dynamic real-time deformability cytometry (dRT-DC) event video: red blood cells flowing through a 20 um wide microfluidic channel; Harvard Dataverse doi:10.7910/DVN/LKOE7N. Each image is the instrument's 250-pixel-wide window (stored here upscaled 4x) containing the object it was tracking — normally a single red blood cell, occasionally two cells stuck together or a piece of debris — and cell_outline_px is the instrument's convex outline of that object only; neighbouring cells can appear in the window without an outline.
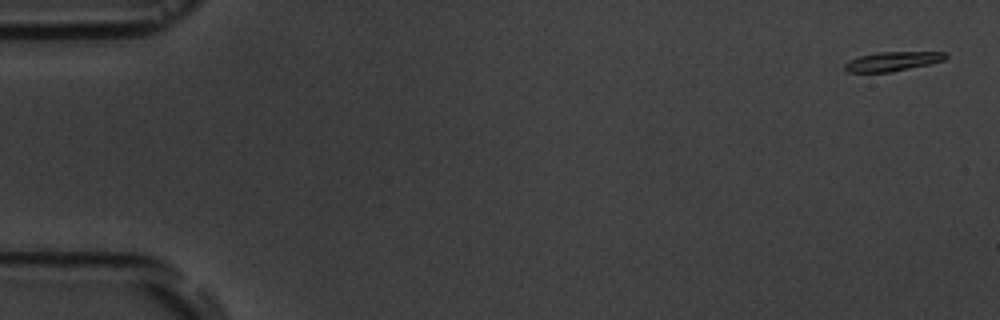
{"species": "common noctule bat (a hibernating species)", "species_latin": "Nyctalus noctula", "temperature_condition": "room temperature", "stored_images_in_passage": 10, "camera_frame_rate_fps": 3000, "um_per_image_px": 0.085, "animal": {"sex": "male", "body_mass_g": 19.5, "forearm_length_mm": 54.6}, "frame": {"image": 1, "passage_image": 1, "time_ms": 0.0, "image_size_px": [1000, 320], "cell_outline_px": [[948, 56], [944, 60], [928, 64], [892, 72], [848, 72], [844, 68], [844, 64], [848, 60], [860, 56], [880, 52], [944, 52]], "centroid_in_image_um": [75.84, 5.22], "position_along_channel_um": 9.2, "area_um2": 11.21}}
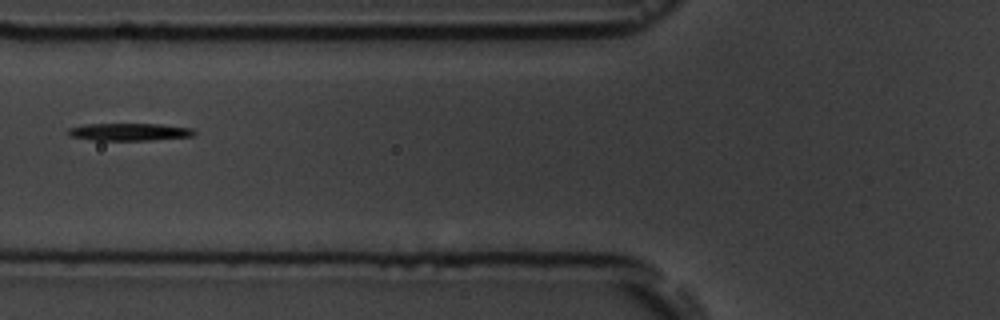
{"frame": {"image": 2, "passage_image": 7, "time_ms": 6.667, "image_size_px": [1000, 320], "cell_outline_px": [[196, 132], [192, 136], [148, 140], [92, 140], [68, 136], [68, 128], [84, 124], [160, 124], [192, 128]], "centroid_in_image_um": [10.95, 11.21], "position_along_channel_um": 114.8, "area_um2": 12.77}}
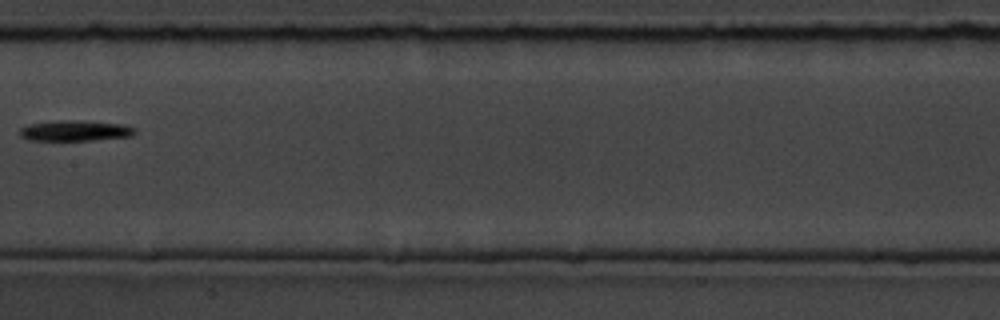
{"frame": {"image": 3, "passage_image": 9, "time_ms": 9.0, "image_size_px": [1000, 320], "cell_outline_px": [[136, 132], [132, 136], [92, 140], [28, 140], [20, 136], [20, 128], [28, 124], [56, 120], [80, 120], [120, 124], [136, 128]], "centroid_in_image_um": [6.36, 11.1], "position_along_channel_um": 201.0, "area_um2": 13.87}}